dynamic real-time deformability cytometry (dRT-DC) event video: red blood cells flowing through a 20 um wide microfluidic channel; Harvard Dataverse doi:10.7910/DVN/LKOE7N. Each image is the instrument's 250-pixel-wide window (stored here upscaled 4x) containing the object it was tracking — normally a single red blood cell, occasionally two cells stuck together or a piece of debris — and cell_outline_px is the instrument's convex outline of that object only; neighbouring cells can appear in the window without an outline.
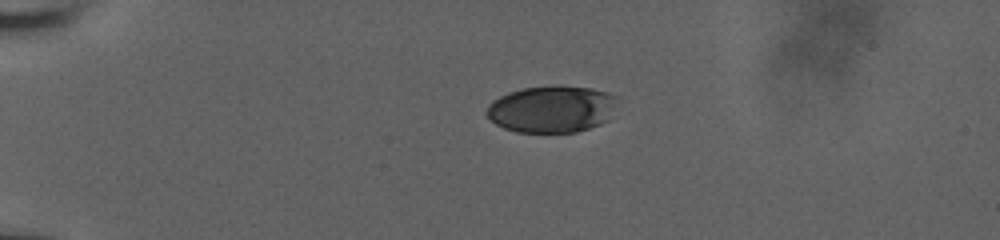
{"species": "human", "species_latin": "Homo sapiens", "temperature_condition": "room temperature", "stored_images_in_passage": 10, "camera_frame_rate_fps": 3000, "um_per_image_px": 0.085, "donor": {"sex": "male"}, "frame": {"image": 1, "passage_image": 1, "time_ms": 0.0, "image_size_px": [1000, 240], "cell_outline_px": [[620, 96], [608, 120], [600, 124], [576, 132], [516, 132], [504, 128], [496, 124], [484, 112], [488, 104], [492, 100], [508, 92], [524, 88], [556, 84], [592, 88], [608, 92]], "centroid_in_image_um": [46.91, 9.25], "position_along_channel_um": 38.1, "area_um2": 36.24}}
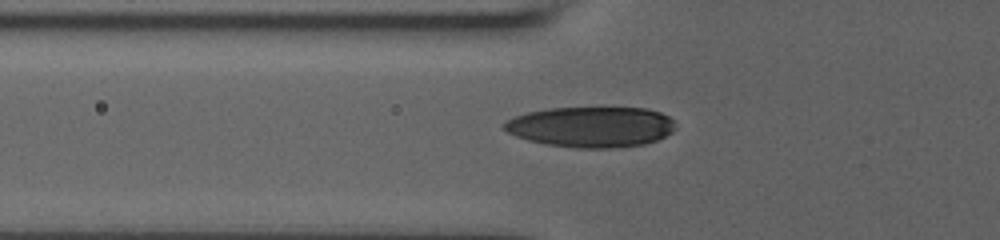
{"frame": {"image": 2, "passage_image": 9, "time_ms": 2.667, "image_size_px": [1000, 240], "cell_outline_px": [[676, 128], [672, 132], [656, 140], [644, 144], [612, 148], [576, 148], [544, 144], [528, 140], [516, 136], [508, 132], [504, 128], [504, 120], [528, 112], [548, 108], [648, 108], [660, 112], [668, 116], [672, 120]], "centroid_in_image_um": [50.24, 10.78], "position_along_channel_um": 75.6, "area_um2": 40.52}}